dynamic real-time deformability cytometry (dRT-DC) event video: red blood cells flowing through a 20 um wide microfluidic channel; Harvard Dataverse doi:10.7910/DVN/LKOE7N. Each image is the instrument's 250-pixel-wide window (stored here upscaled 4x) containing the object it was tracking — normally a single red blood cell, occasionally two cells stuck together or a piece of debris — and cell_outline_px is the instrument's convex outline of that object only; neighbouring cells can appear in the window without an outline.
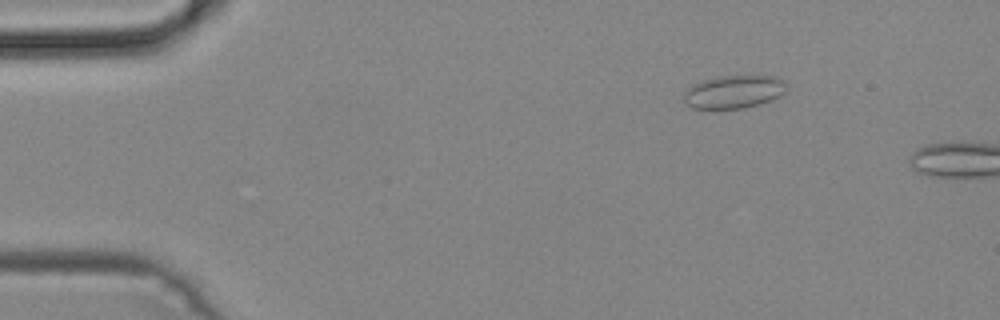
{"species": "common noctule bat (a hibernating species)", "species_latin": "Nyctalus noctula", "temperature_condition": "cold", "stored_images_in_passage": 9, "camera_frame_rate_fps": 3000, "um_per_image_px": 0.085, "animal": {"sex": "male", "body_mass_g": 19.2, "forearm_length_mm": 51.8}, "frame": {"image": 1, "passage_image": 7, "time_ms": 2.0, "image_size_px": [1000, 320], "cell_outline_px": [[788, 88], [780, 96], [772, 100], [760, 104], [744, 108], [692, 108], [684, 104], [684, 92], [688, 88], [704, 80], [720, 76], [776, 76], [784, 80]], "centroid_in_image_um": [62.41, 7.81], "position_along_channel_um": 22.6, "area_um2": 19.77}}